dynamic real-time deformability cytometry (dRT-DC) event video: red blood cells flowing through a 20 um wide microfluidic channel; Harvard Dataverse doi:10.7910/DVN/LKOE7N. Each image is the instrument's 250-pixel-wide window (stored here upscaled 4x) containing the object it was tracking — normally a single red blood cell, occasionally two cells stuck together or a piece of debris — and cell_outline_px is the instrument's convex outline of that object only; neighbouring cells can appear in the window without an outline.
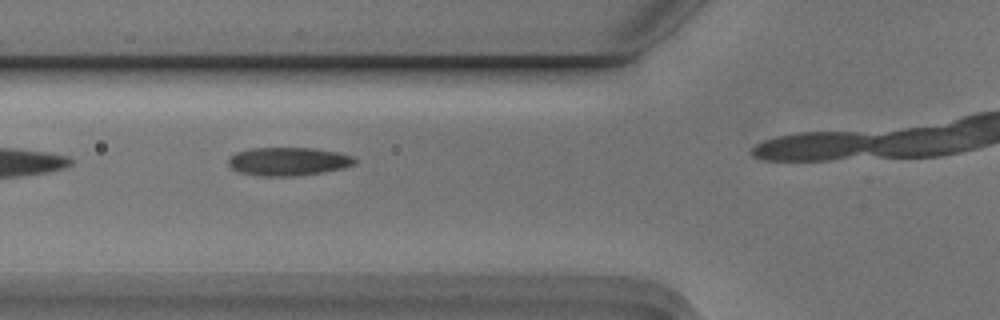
{"species": "Egyptian fruit bat (a non-hibernating species)", "species_latin": "Rousettus aegyptiacus", "temperature_condition": "cold", "stored_images_in_passage": 4, "camera_frame_rate_fps": 3000, "um_per_image_px": 0.085, "animal": {"sex": "male"}, "frame": {"image": 1, "passage_image": 3, "time_ms": 0.667, "image_size_px": [1000, 320], "cell_outline_px": [[356, 164], [344, 168], [324, 172], [296, 176], [260, 176], [236, 172], [228, 164], [228, 156], [236, 152], [248, 148], [316, 148], [336, 152], [352, 156], [356, 160]], "centroid_in_image_um": [24.47, 13.72], "position_along_channel_um": 101.3, "area_um2": 21.15}}